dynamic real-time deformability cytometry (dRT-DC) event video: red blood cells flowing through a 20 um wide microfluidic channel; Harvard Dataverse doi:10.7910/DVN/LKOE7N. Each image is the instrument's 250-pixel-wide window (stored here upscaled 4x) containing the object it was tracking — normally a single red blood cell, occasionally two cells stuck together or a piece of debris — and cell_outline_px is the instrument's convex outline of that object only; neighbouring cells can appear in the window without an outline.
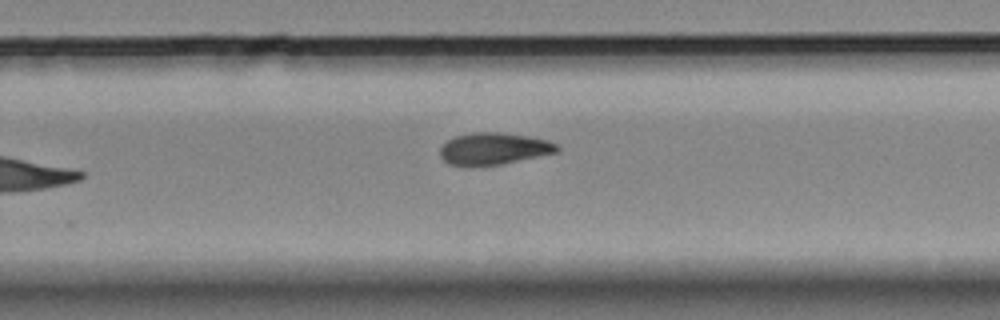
{"species": "Egyptian fruit bat (a non-hibernating species)", "species_latin": "Rousettus aegyptiacus", "temperature_condition": "room temperature", "stored_images_in_passage": 10, "camera_frame_rate_fps": 3000, "um_per_image_px": 0.085, "animal": {"sex": "female"}, "frame": {"image": 1, "passage_image": 10, "time_ms": 10.667, "image_size_px": [1000, 320], "cell_outline_px": [[560, 148], [556, 152], [500, 164], [468, 168], [448, 164], [440, 156], [440, 148], [452, 136], [472, 132], [496, 132], [528, 136], [548, 140], [556, 144]], "centroid_in_image_um": [41.89, 12.65], "position_along_channel_um": 287.9, "area_um2": 21.96}}